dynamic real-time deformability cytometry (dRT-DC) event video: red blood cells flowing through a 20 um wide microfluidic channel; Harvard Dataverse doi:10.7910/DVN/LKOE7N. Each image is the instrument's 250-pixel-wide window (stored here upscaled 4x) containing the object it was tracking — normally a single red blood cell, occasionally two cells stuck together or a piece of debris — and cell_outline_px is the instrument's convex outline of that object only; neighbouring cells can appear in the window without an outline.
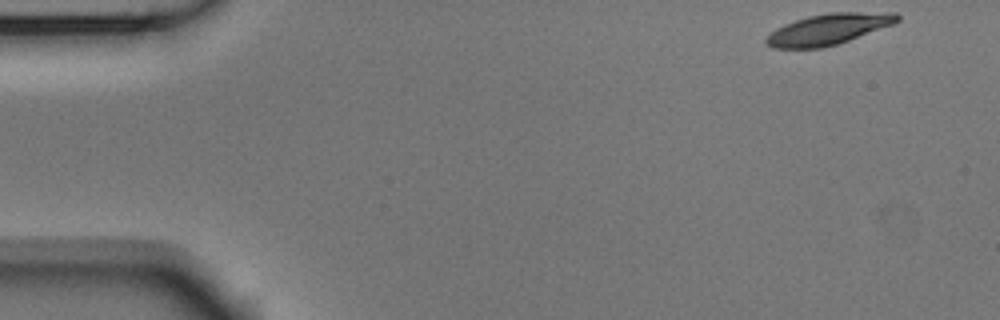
{"species": "Egyptian fruit bat (a non-hibernating species)", "species_latin": "Rousettus aegyptiacus", "temperature_condition": "room temperature", "stored_images_in_passage": 51, "camera_frame_rate_fps": 3000, "um_per_image_px": 0.085, "animal": {"sex": "male"}, "frame": {"image": 1, "passage_image": 1, "time_ms": 0.0, "image_size_px": [1000, 320], "cell_outline_px": [[900, 20], [892, 24], [848, 40], [824, 48], [772, 48], [764, 44], [764, 40], [776, 28], [784, 24], [808, 16], [832, 12], [896, 12], [900, 16]], "centroid_in_image_um": [70.39, 2.48], "position_along_channel_um": 14.6, "area_um2": 23.47}}
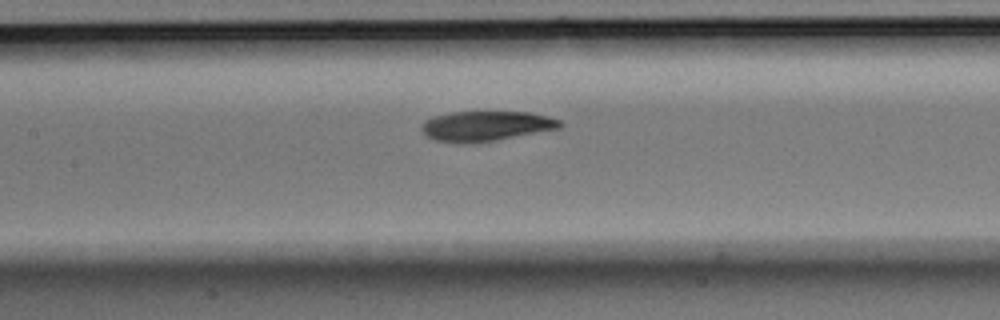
{"frame": {"image": 2, "passage_image": 22, "time_ms": 7.0, "image_size_px": [1000, 320], "cell_outline_px": [[564, 124], [560, 128], [496, 140], [472, 144], [436, 140], [428, 136], [420, 128], [420, 124], [424, 120], [432, 116], [452, 112], [532, 112], [560, 120]], "centroid_in_image_um": [41.3, 10.7], "position_along_channel_um": 166.1, "area_um2": 24.22}}
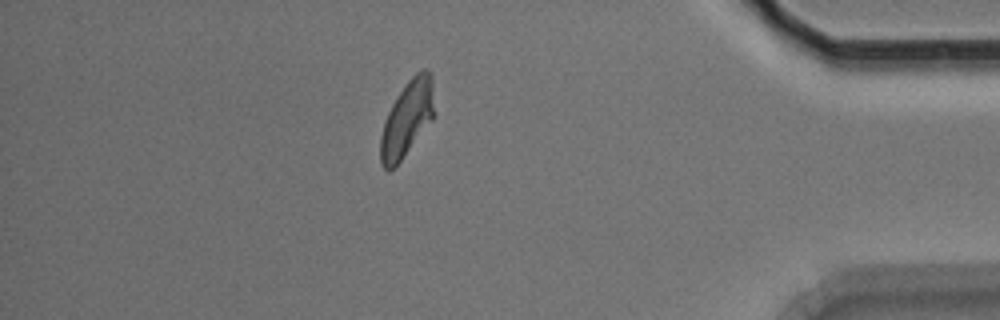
{"frame": {"image": 3, "passage_image": 44, "time_ms": 14.333, "image_size_px": [1000, 320], "cell_outline_px": [[432, 120], [400, 160], [388, 172], [380, 164], [380, 136], [388, 112], [392, 104], [408, 80], [416, 72], [424, 68], [432, 72]], "centroid_in_image_um": [34.57, 10.08], "position_along_channel_um": 400.6, "area_um2": 23.06}, "authors_computed_cell_mechanics": {"area_um2": 24.2182, "velocity_mm_per_s": 3.7273, "shape_relaxation_time_tau1_ms": 3.1187, "shape_relaxation_time_tau2_ms": 5.2122, "deformation_change_tau1": 0.1387, "deformation_change_tau2": 0.0975}}